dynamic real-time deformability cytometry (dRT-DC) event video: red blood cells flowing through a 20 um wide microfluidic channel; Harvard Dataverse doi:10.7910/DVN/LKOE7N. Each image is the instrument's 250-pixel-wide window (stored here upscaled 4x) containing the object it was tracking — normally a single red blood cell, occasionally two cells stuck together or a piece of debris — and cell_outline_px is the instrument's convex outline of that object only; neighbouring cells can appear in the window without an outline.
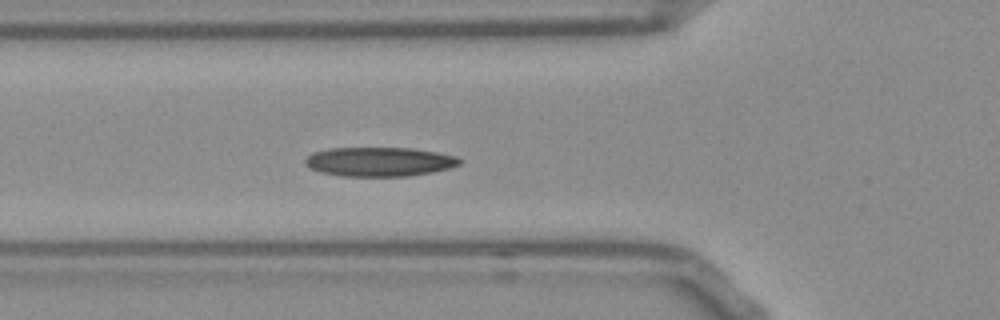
{"species": "Egyptian fruit bat (a non-hibernating species)", "species_latin": "Rousettus aegyptiacus", "temperature_condition": "room temperature", "stored_images_in_passage": 35, "camera_frame_rate_fps": 3000, "um_per_image_px": 0.085, "frame": {"image": 1, "passage_image": 11, "time_ms": 3.333, "image_size_px": [1000, 320], "cell_outline_px": [[464, 160], [460, 164], [448, 168], [432, 172], [408, 176], [340, 176], [320, 172], [304, 164], [304, 160], [312, 152], [328, 148], [412, 148], [436, 152], [456, 156]], "centroid_in_image_um": [32.24, 13.74], "position_along_channel_um": 93.6, "area_um2": 26.36}, "authors_computed_cell_mechanics": {"area_um2": 25.6054, "velocity_mm_per_s": 3.7645, "shape_relaxation_time_tau1_ms": 4.9979, "shape_relaxation_time_tau2_ms": 4.3721, "deformation_change_tau1": 0.1071, "deformation_change_tau2": 0.1032}}